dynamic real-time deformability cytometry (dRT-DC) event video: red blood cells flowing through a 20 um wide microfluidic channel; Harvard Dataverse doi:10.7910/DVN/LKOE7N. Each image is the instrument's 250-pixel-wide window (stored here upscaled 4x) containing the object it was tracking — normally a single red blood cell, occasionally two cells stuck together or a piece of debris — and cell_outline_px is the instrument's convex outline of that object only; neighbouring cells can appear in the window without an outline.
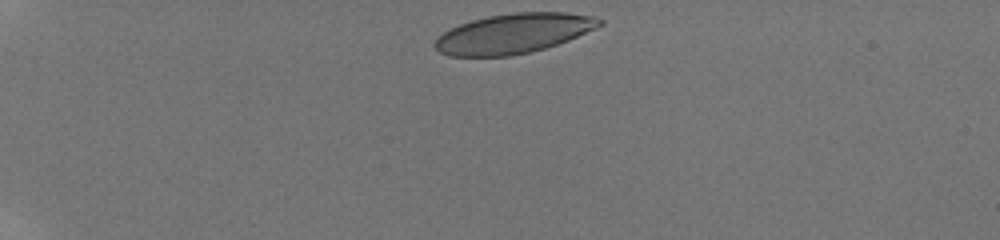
{"species": "human", "species_latin": "Homo sapiens", "temperature_condition": "room temperature", "stored_images_in_passage": 24, "camera_frame_rate_fps": 3000, "um_per_image_px": 0.085, "donor": {"sex": "male"}, "frame": {"image": 1, "passage_image": 1, "time_ms": 0.0, "image_size_px": [1000, 240], "cell_outline_px": [[604, 24], [596, 28], [568, 40], [544, 48], [528, 52], [508, 56], [448, 56], [440, 52], [432, 44], [444, 32], [460, 24], [472, 20], [488, 16], [516, 12], [564, 12], [596, 16], [604, 20]], "centroid_in_image_um": [43.68, 2.83], "position_along_channel_um": 41.3, "area_um2": 37.97}}
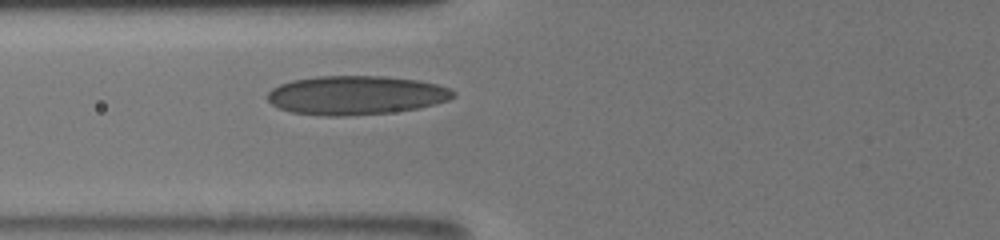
{"frame": {"image": 2, "passage_image": 14, "time_ms": 3.333, "image_size_px": [1000, 240], "cell_outline_px": [[456, 96], [448, 100], [436, 104], [420, 108], [388, 112], [344, 116], [328, 116], [292, 112], [280, 108], [272, 104], [268, 100], [268, 92], [272, 88], [280, 84], [292, 80], [320, 76], [384, 76], [416, 80], [436, 84], [448, 88], [456, 92]], "centroid_in_image_um": [30.27, 8.09], "position_along_channel_um": 95.5, "area_um2": 41.96}}
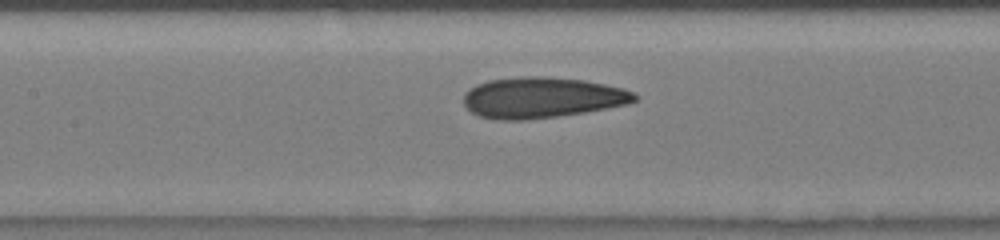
{"frame": {"image": 3, "passage_image": 21, "time_ms": 5.0, "image_size_px": [1000, 240], "cell_outline_px": [[640, 96], [636, 100], [628, 104], [608, 108], [584, 112], [528, 120], [496, 120], [480, 116], [472, 112], [464, 104], [464, 92], [468, 88], [476, 84], [488, 80], [524, 76], [544, 76], [584, 80], [624, 88], [636, 92]], "centroid_in_image_um": [46.08, 8.29], "position_along_channel_um": 161.3, "area_um2": 40.98}}